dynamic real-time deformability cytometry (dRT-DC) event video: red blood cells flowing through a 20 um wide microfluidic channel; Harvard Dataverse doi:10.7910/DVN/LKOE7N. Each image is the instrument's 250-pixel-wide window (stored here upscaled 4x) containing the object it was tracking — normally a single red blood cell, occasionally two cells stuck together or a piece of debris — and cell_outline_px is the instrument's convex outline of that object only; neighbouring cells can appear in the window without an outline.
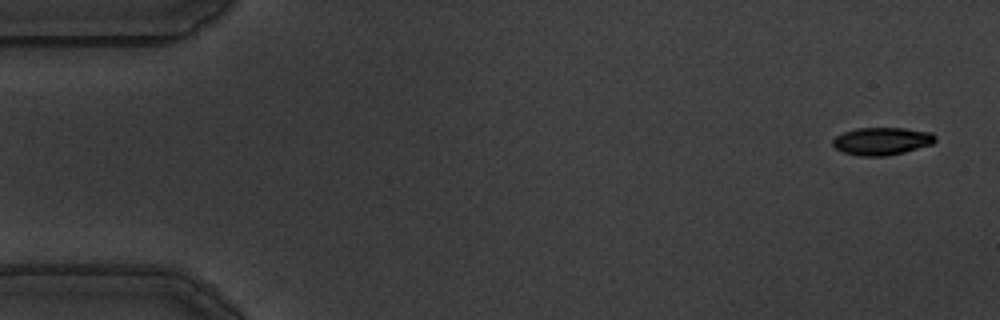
{"species": "common noctule bat (a hibernating species)", "species_latin": "Nyctalus noctula", "temperature_condition": "warm", "stored_images_in_passage": 57, "camera_frame_rate_fps": 3000, "um_per_image_px": 0.085, "animal": {"sex": "male", "body_mass_g": 19.5, "forearm_length_mm": 54.6}, "frame": {"image": 1, "passage_image": 3, "time_ms": 0.667, "image_size_px": [1000, 320], "cell_outline_px": [[936, 140], [932, 144], [904, 152], [888, 156], [856, 156], [844, 152], [836, 148], [832, 144], [832, 140], [836, 136], [844, 132], [856, 128], [904, 128], [932, 132], [936, 136]], "centroid_in_image_um": [74.96, 12.0], "position_along_channel_um": 10.0, "area_um2": 16.59}}
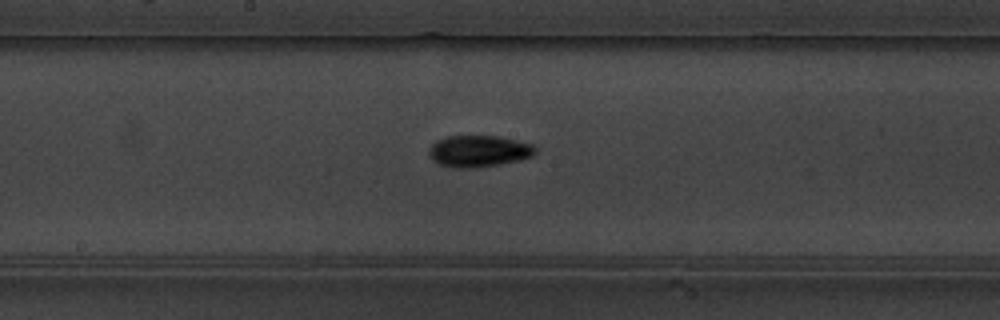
{"frame": {"image": 2, "passage_image": 30, "time_ms": 9.667, "image_size_px": [1000, 320], "cell_outline_px": [[536, 152], [532, 156], [520, 160], [500, 164], [472, 168], [456, 168], [440, 164], [432, 160], [428, 156], [428, 148], [436, 140], [448, 136], [496, 136], [516, 140], [532, 144], [536, 148]], "centroid_in_image_um": [40.66, 12.85], "position_along_channel_um": 207.5, "area_um2": 19.65}}
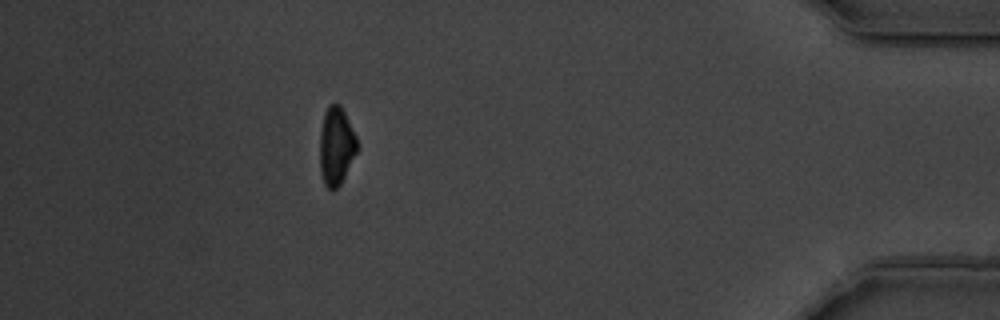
{"frame": {"image": 3, "passage_image": 51, "time_ms": 16.667, "image_size_px": [1000, 320], "cell_outline_px": [[356, 152], [340, 184], [336, 188], [328, 188], [324, 184], [320, 172], [320, 132], [324, 112], [328, 104], [340, 104], [356, 136]], "centroid_in_image_um": [28.55, 12.38], "position_along_channel_um": 406.7, "area_um2": 16.65}, "authors_computed_cell_mechanics": {"area_um2": 17.629, "velocity_mm_per_s": 3.5859, "shape_relaxation_time_tau1_ms": 3.2654, "shape_relaxation_time_tau2_ms": 4.2389, "deformation_change_tau1": 0.1562, "deformation_change_tau2": 0.0701}}